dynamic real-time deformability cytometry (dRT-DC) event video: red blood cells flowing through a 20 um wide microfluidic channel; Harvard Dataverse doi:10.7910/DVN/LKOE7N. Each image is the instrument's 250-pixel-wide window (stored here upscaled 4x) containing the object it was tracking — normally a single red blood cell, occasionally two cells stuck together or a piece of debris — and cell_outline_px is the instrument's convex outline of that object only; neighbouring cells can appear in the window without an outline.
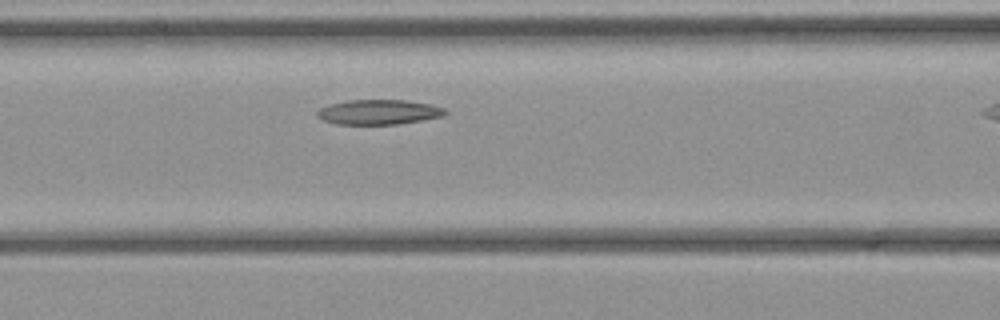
{"species": "common noctule bat (a hibernating species)", "species_latin": "Nyctalus noctula", "temperature_condition": "cold", "stored_images_in_passage": 11, "camera_frame_rate_fps": 3000, "um_per_image_px": 0.085, "animal": {"sex": "female", "body_mass_g": 21.9}, "frame": {"image": 1, "passage_image": 10, "time_ms": 3.0, "image_size_px": [1000, 320], "cell_outline_px": [[448, 112], [444, 116], [396, 124], [336, 124], [320, 120], [316, 116], [316, 112], [320, 108], [328, 104], [348, 100], [404, 100], [432, 104], [444, 108]], "centroid_in_image_um": [32.15, 9.52], "position_along_channel_um": 134.4, "area_um2": 18.67}}